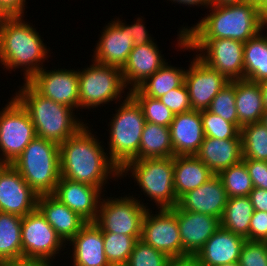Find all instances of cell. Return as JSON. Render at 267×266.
Masks as SVG:
<instances>
[{
  "instance_id": "obj_44",
  "label": "cell",
  "mask_w": 267,
  "mask_h": 266,
  "mask_svg": "<svg viewBox=\"0 0 267 266\" xmlns=\"http://www.w3.org/2000/svg\"><path fill=\"white\" fill-rule=\"evenodd\" d=\"M267 239V212L254 211L250 227L249 240L265 241Z\"/></svg>"
},
{
  "instance_id": "obj_13",
  "label": "cell",
  "mask_w": 267,
  "mask_h": 266,
  "mask_svg": "<svg viewBox=\"0 0 267 266\" xmlns=\"http://www.w3.org/2000/svg\"><path fill=\"white\" fill-rule=\"evenodd\" d=\"M22 256L55 259L56 254L66 248L62 239L36 209L22 217L21 226Z\"/></svg>"
},
{
  "instance_id": "obj_20",
  "label": "cell",
  "mask_w": 267,
  "mask_h": 266,
  "mask_svg": "<svg viewBox=\"0 0 267 266\" xmlns=\"http://www.w3.org/2000/svg\"><path fill=\"white\" fill-rule=\"evenodd\" d=\"M228 196L223 182L214 175L196 189L190 190L178 199L177 206L186 211L198 212L221 219Z\"/></svg>"
},
{
  "instance_id": "obj_7",
  "label": "cell",
  "mask_w": 267,
  "mask_h": 266,
  "mask_svg": "<svg viewBox=\"0 0 267 266\" xmlns=\"http://www.w3.org/2000/svg\"><path fill=\"white\" fill-rule=\"evenodd\" d=\"M129 171L141 191L143 190L146 196L156 203L158 210L172 209L177 205L173 157L128 161L120 169V179Z\"/></svg>"
},
{
  "instance_id": "obj_22",
  "label": "cell",
  "mask_w": 267,
  "mask_h": 266,
  "mask_svg": "<svg viewBox=\"0 0 267 266\" xmlns=\"http://www.w3.org/2000/svg\"><path fill=\"white\" fill-rule=\"evenodd\" d=\"M245 238L220 227L195 255L201 266L237 263Z\"/></svg>"
},
{
  "instance_id": "obj_32",
  "label": "cell",
  "mask_w": 267,
  "mask_h": 266,
  "mask_svg": "<svg viewBox=\"0 0 267 266\" xmlns=\"http://www.w3.org/2000/svg\"><path fill=\"white\" fill-rule=\"evenodd\" d=\"M22 216L0 212V265L22 257Z\"/></svg>"
},
{
  "instance_id": "obj_21",
  "label": "cell",
  "mask_w": 267,
  "mask_h": 266,
  "mask_svg": "<svg viewBox=\"0 0 267 266\" xmlns=\"http://www.w3.org/2000/svg\"><path fill=\"white\" fill-rule=\"evenodd\" d=\"M155 42L134 46L121 69L125 86L130 91L141 85L166 62Z\"/></svg>"
},
{
  "instance_id": "obj_5",
  "label": "cell",
  "mask_w": 267,
  "mask_h": 266,
  "mask_svg": "<svg viewBox=\"0 0 267 266\" xmlns=\"http://www.w3.org/2000/svg\"><path fill=\"white\" fill-rule=\"evenodd\" d=\"M11 165L38 196L53 194L61 177L59 144L35 137Z\"/></svg>"
},
{
  "instance_id": "obj_27",
  "label": "cell",
  "mask_w": 267,
  "mask_h": 266,
  "mask_svg": "<svg viewBox=\"0 0 267 266\" xmlns=\"http://www.w3.org/2000/svg\"><path fill=\"white\" fill-rule=\"evenodd\" d=\"M174 190L177 199L196 189L215 174L195 155L174 156Z\"/></svg>"
},
{
  "instance_id": "obj_39",
  "label": "cell",
  "mask_w": 267,
  "mask_h": 266,
  "mask_svg": "<svg viewBox=\"0 0 267 266\" xmlns=\"http://www.w3.org/2000/svg\"><path fill=\"white\" fill-rule=\"evenodd\" d=\"M203 132L205 137L223 139H241L240 130L231 122L209 112L201 111Z\"/></svg>"
},
{
  "instance_id": "obj_34",
  "label": "cell",
  "mask_w": 267,
  "mask_h": 266,
  "mask_svg": "<svg viewBox=\"0 0 267 266\" xmlns=\"http://www.w3.org/2000/svg\"><path fill=\"white\" fill-rule=\"evenodd\" d=\"M240 135L243 159L267 161V128L262 122L242 126Z\"/></svg>"
},
{
  "instance_id": "obj_46",
  "label": "cell",
  "mask_w": 267,
  "mask_h": 266,
  "mask_svg": "<svg viewBox=\"0 0 267 266\" xmlns=\"http://www.w3.org/2000/svg\"><path fill=\"white\" fill-rule=\"evenodd\" d=\"M53 261L43 259V258H34V257H19L14 260H9L2 263L0 266H53L51 263Z\"/></svg>"
},
{
  "instance_id": "obj_43",
  "label": "cell",
  "mask_w": 267,
  "mask_h": 266,
  "mask_svg": "<svg viewBox=\"0 0 267 266\" xmlns=\"http://www.w3.org/2000/svg\"><path fill=\"white\" fill-rule=\"evenodd\" d=\"M249 172L253 188L267 190V161L242 159Z\"/></svg>"
},
{
  "instance_id": "obj_33",
  "label": "cell",
  "mask_w": 267,
  "mask_h": 266,
  "mask_svg": "<svg viewBox=\"0 0 267 266\" xmlns=\"http://www.w3.org/2000/svg\"><path fill=\"white\" fill-rule=\"evenodd\" d=\"M185 72V69L170 66L167 62L137 88L144 95L159 99L184 83Z\"/></svg>"
},
{
  "instance_id": "obj_9",
  "label": "cell",
  "mask_w": 267,
  "mask_h": 266,
  "mask_svg": "<svg viewBox=\"0 0 267 266\" xmlns=\"http://www.w3.org/2000/svg\"><path fill=\"white\" fill-rule=\"evenodd\" d=\"M92 62L91 66L78 71L79 110L97 108L113 100L120 102L127 88L120 68Z\"/></svg>"
},
{
  "instance_id": "obj_51",
  "label": "cell",
  "mask_w": 267,
  "mask_h": 266,
  "mask_svg": "<svg viewBox=\"0 0 267 266\" xmlns=\"http://www.w3.org/2000/svg\"><path fill=\"white\" fill-rule=\"evenodd\" d=\"M249 1L253 2L258 7L262 16L267 20V0H249Z\"/></svg>"
},
{
  "instance_id": "obj_35",
  "label": "cell",
  "mask_w": 267,
  "mask_h": 266,
  "mask_svg": "<svg viewBox=\"0 0 267 266\" xmlns=\"http://www.w3.org/2000/svg\"><path fill=\"white\" fill-rule=\"evenodd\" d=\"M228 198L249 196L253 190L252 181L243 161L222 170L218 174Z\"/></svg>"
},
{
  "instance_id": "obj_19",
  "label": "cell",
  "mask_w": 267,
  "mask_h": 266,
  "mask_svg": "<svg viewBox=\"0 0 267 266\" xmlns=\"http://www.w3.org/2000/svg\"><path fill=\"white\" fill-rule=\"evenodd\" d=\"M101 191L98 187L60 177L53 195L87 222L97 218Z\"/></svg>"
},
{
  "instance_id": "obj_42",
  "label": "cell",
  "mask_w": 267,
  "mask_h": 266,
  "mask_svg": "<svg viewBox=\"0 0 267 266\" xmlns=\"http://www.w3.org/2000/svg\"><path fill=\"white\" fill-rule=\"evenodd\" d=\"M159 100L167 106L174 115L192 110L185 83L178 88L172 89L167 94H164L161 98H159Z\"/></svg>"
},
{
  "instance_id": "obj_17",
  "label": "cell",
  "mask_w": 267,
  "mask_h": 266,
  "mask_svg": "<svg viewBox=\"0 0 267 266\" xmlns=\"http://www.w3.org/2000/svg\"><path fill=\"white\" fill-rule=\"evenodd\" d=\"M110 22L101 33L92 61L122 69L134 47V41L126 22L123 23L119 18Z\"/></svg>"
},
{
  "instance_id": "obj_45",
  "label": "cell",
  "mask_w": 267,
  "mask_h": 266,
  "mask_svg": "<svg viewBox=\"0 0 267 266\" xmlns=\"http://www.w3.org/2000/svg\"><path fill=\"white\" fill-rule=\"evenodd\" d=\"M137 21L132 24L128 25V30H130V36L134 41V46H140L142 44H147L153 42L154 40L148 34V30L146 29L145 23L142 21L140 17L136 19ZM144 23V24H143Z\"/></svg>"
},
{
  "instance_id": "obj_24",
  "label": "cell",
  "mask_w": 267,
  "mask_h": 266,
  "mask_svg": "<svg viewBox=\"0 0 267 266\" xmlns=\"http://www.w3.org/2000/svg\"><path fill=\"white\" fill-rule=\"evenodd\" d=\"M37 209L65 244H68V241L87 223L78 213L70 210L53 194L39 196Z\"/></svg>"
},
{
  "instance_id": "obj_6",
  "label": "cell",
  "mask_w": 267,
  "mask_h": 266,
  "mask_svg": "<svg viewBox=\"0 0 267 266\" xmlns=\"http://www.w3.org/2000/svg\"><path fill=\"white\" fill-rule=\"evenodd\" d=\"M117 113L111 119L109 130V159L121 169L139 152L141 136L146 120L138 102L127 92Z\"/></svg>"
},
{
  "instance_id": "obj_30",
  "label": "cell",
  "mask_w": 267,
  "mask_h": 266,
  "mask_svg": "<svg viewBox=\"0 0 267 266\" xmlns=\"http://www.w3.org/2000/svg\"><path fill=\"white\" fill-rule=\"evenodd\" d=\"M254 208L249 196L230 197L220 219L222 228L249 240V227Z\"/></svg>"
},
{
  "instance_id": "obj_53",
  "label": "cell",
  "mask_w": 267,
  "mask_h": 266,
  "mask_svg": "<svg viewBox=\"0 0 267 266\" xmlns=\"http://www.w3.org/2000/svg\"><path fill=\"white\" fill-rule=\"evenodd\" d=\"M12 16L13 15L3 6L2 2L0 1V23Z\"/></svg>"
},
{
  "instance_id": "obj_8",
  "label": "cell",
  "mask_w": 267,
  "mask_h": 266,
  "mask_svg": "<svg viewBox=\"0 0 267 266\" xmlns=\"http://www.w3.org/2000/svg\"><path fill=\"white\" fill-rule=\"evenodd\" d=\"M179 32L178 48L200 51L197 56L229 81L244 79L245 43L233 39H185V27Z\"/></svg>"
},
{
  "instance_id": "obj_48",
  "label": "cell",
  "mask_w": 267,
  "mask_h": 266,
  "mask_svg": "<svg viewBox=\"0 0 267 266\" xmlns=\"http://www.w3.org/2000/svg\"><path fill=\"white\" fill-rule=\"evenodd\" d=\"M3 6L14 16H24L26 0H0Z\"/></svg>"
},
{
  "instance_id": "obj_14",
  "label": "cell",
  "mask_w": 267,
  "mask_h": 266,
  "mask_svg": "<svg viewBox=\"0 0 267 266\" xmlns=\"http://www.w3.org/2000/svg\"><path fill=\"white\" fill-rule=\"evenodd\" d=\"M39 94L72 109L79 107L78 70L42 68L27 81Z\"/></svg>"
},
{
  "instance_id": "obj_54",
  "label": "cell",
  "mask_w": 267,
  "mask_h": 266,
  "mask_svg": "<svg viewBox=\"0 0 267 266\" xmlns=\"http://www.w3.org/2000/svg\"><path fill=\"white\" fill-rule=\"evenodd\" d=\"M259 84H260L261 91H262L264 108L265 110H267V79Z\"/></svg>"
},
{
  "instance_id": "obj_2",
  "label": "cell",
  "mask_w": 267,
  "mask_h": 266,
  "mask_svg": "<svg viewBox=\"0 0 267 266\" xmlns=\"http://www.w3.org/2000/svg\"><path fill=\"white\" fill-rule=\"evenodd\" d=\"M208 8L211 12L205 18L185 28V39H233L246 43L267 27V20L251 1Z\"/></svg>"
},
{
  "instance_id": "obj_15",
  "label": "cell",
  "mask_w": 267,
  "mask_h": 266,
  "mask_svg": "<svg viewBox=\"0 0 267 266\" xmlns=\"http://www.w3.org/2000/svg\"><path fill=\"white\" fill-rule=\"evenodd\" d=\"M38 197L11 164H0V212L23 217L37 209Z\"/></svg>"
},
{
  "instance_id": "obj_10",
  "label": "cell",
  "mask_w": 267,
  "mask_h": 266,
  "mask_svg": "<svg viewBox=\"0 0 267 266\" xmlns=\"http://www.w3.org/2000/svg\"><path fill=\"white\" fill-rule=\"evenodd\" d=\"M97 218L94 223L103 233L124 234L132 237H141L142 223L148 206L128 196L101 199Z\"/></svg>"
},
{
  "instance_id": "obj_28",
  "label": "cell",
  "mask_w": 267,
  "mask_h": 266,
  "mask_svg": "<svg viewBox=\"0 0 267 266\" xmlns=\"http://www.w3.org/2000/svg\"><path fill=\"white\" fill-rule=\"evenodd\" d=\"M235 103L239 130L244 125L261 122L265 108L259 83L235 80Z\"/></svg>"
},
{
  "instance_id": "obj_55",
  "label": "cell",
  "mask_w": 267,
  "mask_h": 266,
  "mask_svg": "<svg viewBox=\"0 0 267 266\" xmlns=\"http://www.w3.org/2000/svg\"><path fill=\"white\" fill-rule=\"evenodd\" d=\"M261 122L265 125L267 128V110L264 111Z\"/></svg>"
},
{
  "instance_id": "obj_57",
  "label": "cell",
  "mask_w": 267,
  "mask_h": 266,
  "mask_svg": "<svg viewBox=\"0 0 267 266\" xmlns=\"http://www.w3.org/2000/svg\"><path fill=\"white\" fill-rule=\"evenodd\" d=\"M223 266H240V264L237 262V263H231V264H227Z\"/></svg>"
},
{
  "instance_id": "obj_41",
  "label": "cell",
  "mask_w": 267,
  "mask_h": 266,
  "mask_svg": "<svg viewBox=\"0 0 267 266\" xmlns=\"http://www.w3.org/2000/svg\"><path fill=\"white\" fill-rule=\"evenodd\" d=\"M238 263L240 266H267V244L246 239Z\"/></svg>"
},
{
  "instance_id": "obj_47",
  "label": "cell",
  "mask_w": 267,
  "mask_h": 266,
  "mask_svg": "<svg viewBox=\"0 0 267 266\" xmlns=\"http://www.w3.org/2000/svg\"><path fill=\"white\" fill-rule=\"evenodd\" d=\"M254 211L267 212V190L253 188L249 194Z\"/></svg>"
},
{
  "instance_id": "obj_26",
  "label": "cell",
  "mask_w": 267,
  "mask_h": 266,
  "mask_svg": "<svg viewBox=\"0 0 267 266\" xmlns=\"http://www.w3.org/2000/svg\"><path fill=\"white\" fill-rule=\"evenodd\" d=\"M215 175L242 161V139H223L204 137L195 155Z\"/></svg>"
},
{
  "instance_id": "obj_16",
  "label": "cell",
  "mask_w": 267,
  "mask_h": 266,
  "mask_svg": "<svg viewBox=\"0 0 267 266\" xmlns=\"http://www.w3.org/2000/svg\"><path fill=\"white\" fill-rule=\"evenodd\" d=\"M228 82L222 74L196 55L189 69H186L184 78L192 110H207L213 98Z\"/></svg>"
},
{
  "instance_id": "obj_40",
  "label": "cell",
  "mask_w": 267,
  "mask_h": 266,
  "mask_svg": "<svg viewBox=\"0 0 267 266\" xmlns=\"http://www.w3.org/2000/svg\"><path fill=\"white\" fill-rule=\"evenodd\" d=\"M169 259L164 253L138 240L127 264L128 266H166Z\"/></svg>"
},
{
  "instance_id": "obj_38",
  "label": "cell",
  "mask_w": 267,
  "mask_h": 266,
  "mask_svg": "<svg viewBox=\"0 0 267 266\" xmlns=\"http://www.w3.org/2000/svg\"><path fill=\"white\" fill-rule=\"evenodd\" d=\"M207 110L233 123L238 128V115L235 103V80L229 81L219 91Z\"/></svg>"
},
{
  "instance_id": "obj_31",
  "label": "cell",
  "mask_w": 267,
  "mask_h": 266,
  "mask_svg": "<svg viewBox=\"0 0 267 266\" xmlns=\"http://www.w3.org/2000/svg\"><path fill=\"white\" fill-rule=\"evenodd\" d=\"M244 79L255 83L267 79V33L261 31L244 44Z\"/></svg>"
},
{
  "instance_id": "obj_52",
  "label": "cell",
  "mask_w": 267,
  "mask_h": 266,
  "mask_svg": "<svg viewBox=\"0 0 267 266\" xmlns=\"http://www.w3.org/2000/svg\"><path fill=\"white\" fill-rule=\"evenodd\" d=\"M249 0H210L211 6L243 3Z\"/></svg>"
},
{
  "instance_id": "obj_37",
  "label": "cell",
  "mask_w": 267,
  "mask_h": 266,
  "mask_svg": "<svg viewBox=\"0 0 267 266\" xmlns=\"http://www.w3.org/2000/svg\"><path fill=\"white\" fill-rule=\"evenodd\" d=\"M105 256L109 263H127L135 243L141 237L103 233Z\"/></svg>"
},
{
  "instance_id": "obj_49",
  "label": "cell",
  "mask_w": 267,
  "mask_h": 266,
  "mask_svg": "<svg viewBox=\"0 0 267 266\" xmlns=\"http://www.w3.org/2000/svg\"><path fill=\"white\" fill-rule=\"evenodd\" d=\"M166 266H201L195 256L170 258Z\"/></svg>"
},
{
  "instance_id": "obj_23",
  "label": "cell",
  "mask_w": 267,
  "mask_h": 266,
  "mask_svg": "<svg viewBox=\"0 0 267 266\" xmlns=\"http://www.w3.org/2000/svg\"><path fill=\"white\" fill-rule=\"evenodd\" d=\"M170 134L174 156L196 155L205 137L201 111L175 115L170 124Z\"/></svg>"
},
{
  "instance_id": "obj_36",
  "label": "cell",
  "mask_w": 267,
  "mask_h": 266,
  "mask_svg": "<svg viewBox=\"0 0 267 266\" xmlns=\"http://www.w3.org/2000/svg\"><path fill=\"white\" fill-rule=\"evenodd\" d=\"M129 94L140 105L146 122L170 127L175 115L159 99L144 95L138 88L130 90Z\"/></svg>"
},
{
  "instance_id": "obj_1",
  "label": "cell",
  "mask_w": 267,
  "mask_h": 266,
  "mask_svg": "<svg viewBox=\"0 0 267 266\" xmlns=\"http://www.w3.org/2000/svg\"><path fill=\"white\" fill-rule=\"evenodd\" d=\"M87 124L59 145L60 176L102 191L108 179L120 177V169L109 159Z\"/></svg>"
},
{
  "instance_id": "obj_3",
  "label": "cell",
  "mask_w": 267,
  "mask_h": 266,
  "mask_svg": "<svg viewBox=\"0 0 267 266\" xmlns=\"http://www.w3.org/2000/svg\"><path fill=\"white\" fill-rule=\"evenodd\" d=\"M23 19L22 15H14L0 23V63L9 72L24 67V81H28L43 68L50 49L36 28Z\"/></svg>"
},
{
  "instance_id": "obj_18",
  "label": "cell",
  "mask_w": 267,
  "mask_h": 266,
  "mask_svg": "<svg viewBox=\"0 0 267 266\" xmlns=\"http://www.w3.org/2000/svg\"><path fill=\"white\" fill-rule=\"evenodd\" d=\"M177 224L182 241V257L195 256L206 241L221 227L220 219L177 206Z\"/></svg>"
},
{
  "instance_id": "obj_29",
  "label": "cell",
  "mask_w": 267,
  "mask_h": 266,
  "mask_svg": "<svg viewBox=\"0 0 267 266\" xmlns=\"http://www.w3.org/2000/svg\"><path fill=\"white\" fill-rule=\"evenodd\" d=\"M174 157L170 127L146 122L138 155L133 160Z\"/></svg>"
},
{
  "instance_id": "obj_4",
  "label": "cell",
  "mask_w": 267,
  "mask_h": 266,
  "mask_svg": "<svg viewBox=\"0 0 267 266\" xmlns=\"http://www.w3.org/2000/svg\"><path fill=\"white\" fill-rule=\"evenodd\" d=\"M23 85L14 98L28 112L37 137L60 145L85 125L75 109L39 94L27 81Z\"/></svg>"
},
{
  "instance_id": "obj_11",
  "label": "cell",
  "mask_w": 267,
  "mask_h": 266,
  "mask_svg": "<svg viewBox=\"0 0 267 266\" xmlns=\"http://www.w3.org/2000/svg\"><path fill=\"white\" fill-rule=\"evenodd\" d=\"M35 137L28 112L11 98L0 111V164H13Z\"/></svg>"
},
{
  "instance_id": "obj_12",
  "label": "cell",
  "mask_w": 267,
  "mask_h": 266,
  "mask_svg": "<svg viewBox=\"0 0 267 266\" xmlns=\"http://www.w3.org/2000/svg\"><path fill=\"white\" fill-rule=\"evenodd\" d=\"M152 213L148 208L142 223L141 239L169 258L182 257V241L177 224V205ZM154 215V216H153Z\"/></svg>"
},
{
  "instance_id": "obj_56",
  "label": "cell",
  "mask_w": 267,
  "mask_h": 266,
  "mask_svg": "<svg viewBox=\"0 0 267 266\" xmlns=\"http://www.w3.org/2000/svg\"><path fill=\"white\" fill-rule=\"evenodd\" d=\"M107 266H128L127 263H109Z\"/></svg>"
},
{
  "instance_id": "obj_25",
  "label": "cell",
  "mask_w": 267,
  "mask_h": 266,
  "mask_svg": "<svg viewBox=\"0 0 267 266\" xmlns=\"http://www.w3.org/2000/svg\"><path fill=\"white\" fill-rule=\"evenodd\" d=\"M73 246V266H107L103 232L94 222H87L69 241Z\"/></svg>"
},
{
  "instance_id": "obj_50",
  "label": "cell",
  "mask_w": 267,
  "mask_h": 266,
  "mask_svg": "<svg viewBox=\"0 0 267 266\" xmlns=\"http://www.w3.org/2000/svg\"><path fill=\"white\" fill-rule=\"evenodd\" d=\"M171 2H175V3H178V4H183V5H188V6H193L196 5V6H204V7H210L211 6V2L210 0H170Z\"/></svg>"
}]
</instances>
